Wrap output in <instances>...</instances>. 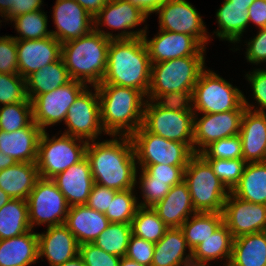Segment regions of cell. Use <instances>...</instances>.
<instances>
[{"label":"cell","mask_w":266,"mask_h":266,"mask_svg":"<svg viewBox=\"0 0 266 266\" xmlns=\"http://www.w3.org/2000/svg\"><path fill=\"white\" fill-rule=\"evenodd\" d=\"M113 137L112 140L87 143L85 157L94 183L116 191L135 189L138 165L132 140L130 136Z\"/></svg>","instance_id":"6da1fadb"},{"label":"cell","mask_w":266,"mask_h":266,"mask_svg":"<svg viewBox=\"0 0 266 266\" xmlns=\"http://www.w3.org/2000/svg\"><path fill=\"white\" fill-rule=\"evenodd\" d=\"M151 67L152 63L142 37L111 39L106 72L100 84L137 89L147 97Z\"/></svg>","instance_id":"7a4b0ae2"},{"label":"cell","mask_w":266,"mask_h":266,"mask_svg":"<svg viewBox=\"0 0 266 266\" xmlns=\"http://www.w3.org/2000/svg\"><path fill=\"white\" fill-rule=\"evenodd\" d=\"M113 33L94 28L89 34L62 44L61 58L71 80L97 86L106 72Z\"/></svg>","instance_id":"3957f363"},{"label":"cell","mask_w":266,"mask_h":266,"mask_svg":"<svg viewBox=\"0 0 266 266\" xmlns=\"http://www.w3.org/2000/svg\"><path fill=\"white\" fill-rule=\"evenodd\" d=\"M96 88L107 135L131 136L142 126L146 97L141 91L112 84H98Z\"/></svg>","instance_id":"277c9868"},{"label":"cell","mask_w":266,"mask_h":266,"mask_svg":"<svg viewBox=\"0 0 266 266\" xmlns=\"http://www.w3.org/2000/svg\"><path fill=\"white\" fill-rule=\"evenodd\" d=\"M183 181L188 186L196 212H223L230 190L214 174L210 164L200 154H194L189 159Z\"/></svg>","instance_id":"5b68a950"},{"label":"cell","mask_w":266,"mask_h":266,"mask_svg":"<svg viewBox=\"0 0 266 266\" xmlns=\"http://www.w3.org/2000/svg\"><path fill=\"white\" fill-rule=\"evenodd\" d=\"M205 56H185L152 64L147 99L177 91H193L205 69Z\"/></svg>","instance_id":"8992f818"},{"label":"cell","mask_w":266,"mask_h":266,"mask_svg":"<svg viewBox=\"0 0 266 266\" xmlns=\"http://www.w3.org/2000/svg\"><path fill=\"white\" fill-rule=\"evenodd\" d=\"M243 96L241 90L220 75L204 69L194 86L193 112L213 114L230 110H245Z\"/></svg>","instance_id":"52a82bcc"},{"label":"cell","mask_w":266,"mask_h":266,"mask_svg":"<svg viewBox=\"0 0 266 266\" xmlns=\"http://www.w3.org/2000/svg\"><path fill=\"white\" fill-rule=\"evenodd\" d=\"M77 142V143H76ZM87 141L62 134L49 138L42 131L38 142L37 169L39 176L52 179L85 157Z\"/></svg>","instance_id":"ba28073f"},{"label":"cell","mask_w":266,"mask_h":266,"mask_svg":"<svg viewBox=\"0 0 266 266\" xmlns=\"http://www.w3.org/2000/svg\"><path fill=\"white\" fill-rule=\"evenodd\" d=\"M137 164L187 166L194 152L182 142L167 140L143 126L130 136Z\"/></svg>","instance_id":"9c48e42d"},{"label":"cell","mask_w":266,"mask_h":266,"mask_svg":"<svg viewBox=\"0 0 266 266\" xmlns=\"http://www.w3.org/2000/svg\"><path fill=\"white\" fill-rule=\"evenodd\" d=\"M194 112L171 111L146 99L142 126L167 140L185 143L193 151Z\"/></svg>","instance_id":"30bf717a"},{"label":"cell","mask_w":266,"mask_h":266,"mask_svg":"<svg viewBox=\"0 0 266 266\" xmlns=\"http://www.w3.org/2000/svg\"><path fill=\"white\" fill-rule=\"evenodd\" d=\"M29 223L52 227L64 224L70 206L52 179L39 178L27 199Z\"/></svg>","instance_id":"8fae6325"},{"label":"cell","mask_w":266,"mask_h":266,"mask_svg":"<svg viewBox=\"0 0 266 266\" xmlns=\"http://www.w3.org/2000/svg\"><path fill=\"white\" fill-rule=\"evenodd\" d=\"M88 86L78 95L74 103L68 109L64 124L66 135L83 139L87 142L95 141L102 132L105 133L100 114V101L96 86L94 93L88 90Z\"/></svg>","instance_id":"7c38bea8"},{"label":"cell","mask_w":266,"mask_h":266,"mask_svg":"<svg viewBox=\"0 0 266 266\" xmlns=\"http://www.w3.org/2000/svg\"><path fill=\"white\" fill-rule=\"evenodd\" d=\"M86 87L83 82L71 80L51 92L37 95L31 101L33 122L47 131L46 127L65 121L68 109Z\"/></svg>","instance_id":"4fadbf2b"},{"label":"cell","mask_w":266,"mask_h":266,"mask_svg":"<svg viewBox=\"0 0 266 266\" xmlns=\"http://www.w3.org/2000/svg\"><path fill=\"white\" fill-rule=\"evenodd\" d=\"M159 13V27L168 32L193 36L203 47L209 37L198 11L186 0H167L154 11Z\"/></svg>","instance_id":"5bb4252c"},{"label":"cell","mask_w":266,"mask_h":266,"mask_svg":"<svg viewBox=\"0 0 266 266\" xmlns=\"http://www.w3.org/2000/svg\"><path fill=\"white\" fill-rule=\"evenodd\" d=\"M245 110L206 113L198 119L194 115L193 152L200 154L208 145L219 139L238 135Z\"/></svg>","instance_id":"9a60e30c"},{"label":"cell","mask_w":266,"mask_h":266,"mask_svg":"<svg viewBox=\"0 0 266 266\" xmlns=\"http://www.w3.org/2000/svg\"><path fill=\"white\" fill-rule=\"evenodd\" d=\"M147 19L148 15L130 1L109 0L94 17V28L105 25L113 30L123 29L120 34L114 35V39H134L145 35L147 26L138 31H131V29L141 25Z\"/></svg>","instance_id":"2e32d148"},{"label":"cell","mask_w":266,"mask_h":266,"mask_svg":"<svg viewBox=\"0 0 266 266\" xmlns=\"http://www.w3.org/2000/svg\"><path fill=\"white\" fill-rule=\"evenodd\" d=\"M224 224L233 238L266 231V205L242 200L231 192L223 209Z\"/></svg>","instance_id":"e0dca14e"},{"label":"cell","mask_w":266,"mask_h":266,"mask_svg":"<svg viewBox=\"0 0 266 266\" xmlns=\"http://www.w3.org/2000/svg\"><path fill=\"white\" fill-rule=\"evenodd\" d=\"M147 36L146 31L142 38L152 64L185 56H204L207 48L203 47L193 36L182 33L160 29L154 38L148 40Z\"/></svg>","instance_id":"ac0fdd59"},{"label":"cell","mask_w":266,"mask_h":266,"mask_svg":"<svg viewBox=\"0 0 266 266\" xmlns=\"http://www.w3.org/2000/svg\"><path fill=\"white\" fill-rule=\"evenodd\" d=\"M52 16L56 30H51V35L61 44L94 29V18L75 0H56Z\"/></svg>","instance_id":"d6986e66"},{"label":"cell","mask_w":266,"mask_h":266,"mask_svg":"<svg viewBox=\"0 0 266 266\" xmlns=\"http://www.w3.org/2000/svg\"><path fill=\"white\" fill-rule=\"evenodd\" d=\"M16 44L18 71L23 78L61 58L62 44L52 35L37 40H20Z\"/></svg>","instance_id":"ffe728a7"},{"label":"cell","mask_w":266,"mask_h":266,"mask_svg":"<svg viewBox=\"0 0 266 266\" xmlns=\"http://www.w3.org/2000/svg\"><path fill=\"white\" fill-rule=\"evenodd\" d=\"M79 254V244L65 224L47 227L45 233H38V256H43L50 266L63 264Z\"/></svg>","instance_id":"44dd1931"},{"label":"cell","mask_w":266,"mask_h":266,"mask_svg":"<svg viewBox=\"0 0 266 266\" xmlns=\"http://www.w3.org/2000/svg\"><path fill=\"white\" fill-rule=\"evenodd\" d=\"M68 205H86L94 179L86 157L52 178Z\"/></svg>","instance_id":"7402d4cb"},{"label":"cell","mask_w":266,"mask_h":266,"mask_svg":"<svg viewBox=\"0 0 266 266\" xmlns=\"http://www.w3.org/2000/svg\"><path fill=\"white\" fill-rule=\"evenodd\" d=\"M239 135L242 159L246 163L266 162V113L246 108Z\"/></svg>","instance_id":"603a6c76"},{"label":"cell","mask_w":266,"mask_h":266,"mask_svg":"<svg viewBox=\"0 0 266 266\" xmlns=\"http://www.w3.org/2000/svg\"><path fill=\"white\" fill-rule=\"evenodd\" d=\"M41 133V128L33 121L27 127L10 133L0 130V151L16 162L36 163Z\"/></svg>","instance_id":"cb8c5ba5"},{"label":"cell","mask_w":266,"mask_h":266,"mask_svg":"<svg viewBox=\"0 0 266 266\" xmlns=\"http://www.w3.org/2000/svg\"><path fill=\"white\" fill-rule=\"evenodd\" d=\"M152 208L169 228H180L196 213L188 186L184 181L172 186L164 199Z\"/></svg>","instance_id":"d4e9b609"},{"label":"cell","mask_w":266,"mask_h":266,"mask_svg":"<svg viewBox=\"0 0 266 266\" xmlns=\"http://www.w3.org/2000/svg\"><path fill=\"white\" fill-rule=\"evenodd\" d=\"M109 223L104 213L91 209L87 205H75L69 208L64 224L81 245L93 243Z\"/></svg>","instance_id":"484cf974"},{"label":"cell","mask_w":266,"mask_h":266,"mask_svg":"<svg viewBox=\"0 0 266 266\" xmlns=\"http://www.w3.org/2000/svg\"><path fill=\"white\" fill-rule=\"evenodd\" d=\"M32 231L0 240V266H30L39 260L38 233Z\"/></svg>","instance_id":"4316f807"},{"label":"cell","mask_w":266,"mask_h":266,"mask_svg":"<svg viewBox=\"0 0 266 266\" xmlns=\"http://www.w3.org/2000/svg\"><path fill=\"white\" fill-rule=\"evenodd\" d=\"M39 178L37 163L17 162L0 171V188L11 199L27 200Z\"/></svg>","instance_id":"83f0119b"},{"label":"cell","mask_w":266,"mask_h":266,"mask_svg":"<svg viewBox=\"0 0 266 266\" xmlns=\"http://www.w3.org/2000/svg\"><path fill=\"white\" fill-rule=\"evenodd\" d=\"M189 249L184 234L180 228H169L165 235L155 243L151 266H183L192 260V251Z\"/></svg>","instance_id":"f1b7e54d"},{"label":"cell","mask_w":266,"mask_h":266,"mask_svg":"<svg viewBox=\"0 0 266 266\" xmlns=\"http://www.w3.org/2000/svg\"><path fill=\"white\" fill-rule=\"evenodd\" d=\"M228 266H266V231L234 238Z\"/></svg>","instance_id":"f546056e"},{"label":"cell","mask_w":266,"mask_h":266,"mask_svg":"<svg viewBox=\"0 0 266 266\" xmlns=\"http://www.w3.org/2000/svg\"><path fill=\"white\" fill-rule=\"evenodd\" d=\"M25 79L26 92L30 101L37 95L51 92L71 81L62 58L31 73Z\"/></svg>","instance_id":"4dcf8cb0"},{"label":"cell","mask_w":266,"mask_h":266,"mask_svg":"<svg viewBox=\"0 0 266 266\" xmlns=\"http://www.w3.org/2000/svg\"><path fill=\"white\" fill-rule=\"evenodd\" d=\"M230 192L242 200L266 205V162L247 163Z\"/></svg>","instance_id":"1f68e13d"},{"label":"cell","mask_w":266,"mask_h":266,"mask_svg":"<svg viewBox=\"0 0 266 266\" xmlns=\"http://www.w3.org/2000/svg\"><path fill=\"white\" fill-rule=\"evenodd\" d=\"M216 18L219 28L214 33L221 40L239 43L241 36L249 25V13L246 6L233 5L228 0L217 10Z\"/></svg>","instance_id":"d6a6232c"},{"label":"cell","mask_w":266,"mask_h":266,"mask_svg":"<svg viewBox=\"0 0 266 266\" xmlns=\"http://www.w3.org/2000/svg\"><path fill=\"white\" fill-rule=\"evenodd\" d=\"M233 240L231 232L223 223L211 236L193 249L192 260L209 263V261L225 259L224 265L228 266L232 254Z\"/></svg>","instance_id":"836d02e7"},{"label":"cell","mask_w":266,"mask_h":266,"mask_svg":"<svg viewBox=\"0 0 266 266\" xmlns=\"http://www.w3.org/2000/svg\"><path fill=\"white\" fill-rule=\"evenodd\" d=\"M223 213L196 212L190 216L180 227L187 241L189 251L206 240L222 224Z\"/></svg>","instance_id":"e575fe53"},{"label":"cell","mask_w":266,"mask_h":266,"mask_svg":"<svg viewBox=\"0 0 266 266\" xmlns=\"http://www.w3.org/2000/svg\"><path fill=\"white\" fill-rule=\"evenodd\" d=\"M31 230L27 200L11 199L0 208V240Z\"/></svg>","instance_id":"d590c367"},{"label":"cell","mask_w":266,"mask_h":266,"mask_svg":"<svg viewBox=\"0 0 266 266\" xmlns=\"http://www.w3.org/2000/svg\"><path fill=\"white\" fill-rule=\"evenodd\" d=\"M131 227L134 236L153 243H157L169 229L152 207L142 206L138 207Z\"/></svg>","instance_id":"8d00e7d4"},{"label":"cell","mask_w":266,"mask_h":266,"mask_svg":"<svg viewBox=\"0 0 266 266\" xmlns=\"http://www.w3.org/2000/svg\"><path fill=\"white\" fill-rule=\"evenodd\" d=\"M131 235V224L110 222L93 243L107 253L125 257Z\"/></svg>","instance_id":"74e56055"},{"label":"cell","mask_w":266,"mask_h":266,"mask_svg":"<svg viewBox=\"0 0 266 266\" xmlns=\"http://www.w3.org/2000/svg\"><path fill=\"white\" fill-rule=\"evenodd\" d=\"M41 10L19 15L11 20L19 36H13L16 41L37 40L51 36L47 29L48 16Z\"/></svg>","instance_id":"f35d334b"},{"label":"cell","mask_w":266,"mask_h":266,"mask_svg":"<svg viewBox=\"0 0 266 266\" xmlns=\"http://www.w3.org/2000/svg\"><path fill=\"white\" fill-rule=\"evenodd\" d=\"M32 121V102L29 98L24 102L6 104L0 108V130L10 133L27 127Z\"/></svg>","instance_id":"ab89813d"},{"label":"cell","mask_w":266,"mask_h":266,"mask_svg":"<svg viewBox=\"0 0 266 266\" xmlns=\"http://www.w3.org/2000/svg\"><path fill=\"white\" fill-rule=\"evenodd\" d=\"M134 189L118 191L107 211L104 213L109 222L131 224L139 207L138 198L134 194Z\"/></svg>","instance_id":"60d3db41"},{"label":"cell","mask_w":266,"mask_h":266,"mask_svg":"<svg viewBox=\"0 0 266 266\" xmlns=\"http://www.w3.org/2000/svg\"><path fill=\"white\" fill-rule=\"evenodd\" d=\"M213 169L214 174L231 191L241 179L246 166L243 159H205Z\"/></svg>","instance_id":"b9f144b4"},{"label":"cell","mask_w":266,"mask_h":266,"mask_svg":"<svg viewBox=\"0 0 266 266\" xmlns=\"http://www.w3.org/2000/svg\"><path fill=\"white\" fill-rule=\"evenodd\" d=\"M27 99L25 78L16 74L0 73V105L24 102Z\"/></svg>","instance_id":"7bdbcfd3"},{"label":"cell","mask_w":266,"mask_h":266,"mask_svg":"<svg viewBox=\"0 0 266 266\" xmlns=\"http://www.w3.org/2000/svg\"><path fill=\"white\" fill-rule=\"evenodd\" d=\"M200 155L204 159H242L240 135L219 139L208 145Z\"/></svg>","instance_id":"ee69618b"},{"label":"cell","mask_w":266,"mask_h":266,"mask_svg":"<svg viewBox=\"0 0 266 266\" xmlns=\"http://www.w3.org/2000/svg\"><path fill=\"white\" fill-rule=\"evenodd\" d=\"M140 189L142 190L143 202L138 201V205L142 207H154L157 203L164 199L170 191L171 186L165 182L151 181V178L142 170L139 178Z\"/></svg>","instance_id":"f6af8a7d"},{"label":"cell","mask_w":266,"mask_h":266,"mask_svg":"<svg viewBox=\"0 0 266 266\" xmlns=\"http://www.w3.org/2000/svg\"><path fill=\"white\" fill-rule=\"evenodd\" d=\"M140 170H143L151 181L165 182L171 187L180 184L184 179V170L186 166H172V165H139Z\"/></svg>","instance_id":"bcb514c9"},{"label":"cell","mask_w":266,"mask_h":266,"mask_svg":"<svg viewBox=\"0 0 266 266\" xmlns=\"http://www.w3.org/2000/svg\"><path fill=\"white\" fill-rule=\"evenodd\" d=\"M85 266H119L121 257L107 253L94 243L79 245L78 254Z\"/></svg>","instance_id":"7dc6e473"},{"label":"cell","mask_w":266,"mask_h":266,"mask_svg":"<svg viewBox=\"0 0 266 266\" xmlns=\"http://www.w3.org/2000/svg\"><path fill=\"white\" fill-rule=\"evenodd\" d=\"M249 84H251L253 91V98L256 100L259 107L255 108L254 105L248 103L245 96H243V104L247 109L266 113V69H255L253 72L245 75Z\"/></svg>","instance_id":"c3c4849f"},{"label":"cell","mask_w":266,"mask_h":266,"mask_svg":"<svg viewBox=\"0 0 266 266\" xmlns=\"http://www.w3.org/2000/svg\"><path fill=\"white\" fill-rule=\"evenodd\" d=\"M154 101L163 109L193 112V91L164 93L159 95Z\"/></svg>","instance_id":"681fc988"},{"label":"cell","mask_w":266,"mask_h":266,"mask_svg":"<svg viewBox=\"0 0 266 266\" xmlns=\"http://www.w3.org/2000/svg\"><path fill=\"white\" fill-rule=\"evenodd\" d=\"M17 54V44L14 37L0 36V73L19 75Z\"/></svg>","instance_id":"f907efd6"},{"label":"cell","mask_w":266,"mask_h":266,"mask_svg":"<svg viewBox=\"0 0 266 266\" xmlns=\"http://www.w3.org/2000/svg\"><path fill=\"white\" fill-rule=\"evenodd\" d=\"M155 243L130 236L125 257L145 266H151L153 261Z\"/></svg>","instance_id":"816d5d0a"},{"label":"cell","mask_w":266,"mask_h":266,"mask_svg":"<svg viewBox=\"0 0 266 266\" xmlns=\"http://www.w3.org/2000/svg\"><path fill=\"white\" fill-rule=\"evenodd\" d=\"M118 191L94 183L87 206L98 212L105 213Z\"/></svg>","instance_id":"f5cc1de1"},{"label":"cell","mask_w":266,"mask_h":266,"mask_svg":"<svg viewBox=\"0 0 266 266\" xmlns=\"http://www.w3.org/2000/svg\"><path fill=\"white\" fill-rule=\"evenodd\" d=\"M245 57L247 62L261 64L266 62V28L259 29L258 34L246 45Z\"/></svg>","instance_id":"db71d44e"},{"label":"cell","mask_w":266,"mask_h":266,"mask_svg":"<svg viewBox=\"0 0 266 266\" xmlns=\"http://www.w3.org/2000/svg\"><path fill=\"white\" fill-rule=\"evenodd\" d=\"M249 24L255 23L258 29L266 28V0H255L248 8Z\"/></svg>","instance_id":"11a10c76"},{"label":"cell","mask_w":266,"mask_h":266,"mask_svg":"<svg viewBox=\"0 0 266 266\" xmlns=\"http://www.w3.org/2000/svg\"><path fill=\"white\" fill-rule=\"evenodd\" d=\"M0 15L7 21L17 17V0H0Z\"/></svg>","instance_id":"9f6ffc18"},{"label":"cell","mask_w":266,"mask_h":266,"mask_svg":"<svg viewBox=\"0 0 266 266\" xmlns=\"http://www.w3.org/2000/svg\"><path fill=\"white\" fill-rule=\"evenodd\" d=\"M130 1L132 4H135L139 7L143 12H145L148 16L151 13L159 8L162 4H164L167 0H127Z\"/></svg>","instance_id":"6f0895ef"},{"label":"cell","mask_w":266,"mask_h":266,"mask_svg":"<svg viewBox=\"0 0 266 266\" xmlns=\"http://www.w3.org/2000/svg\"><path fill=\"white\" fill-rule=\"evenodd\" d=\"M93 18L105 6L109 0H75Z\"/></svg>","instance_id":"680465c9"},{"label":"cell","mask_w":266,"mask_h":266,"mask_svg":"<svg viewBox=\"0 0 266 266\" xmlns=\"http://www.w3.org/2000/svg\"><path fill=\"white\" fill-rule=\"evenodd\" d=\"M43 0H17V16L41 10Z\"/></svg>","instance_id":"91938a15"},{"label":"cell","mask_w":266,"mask_h":266,"mask_svg":"<svg viewBox=\"0 0 266 266\" xmlns=\"http://www.w3.org/2000/svg\"><path fill=\"white\" fill-rule=\"evenodd\" d=\"M15 163L17 162L12 157L5 155L2 151H0V171L14 165Z\"/></svg>","instance_id":"94428289"},{"label":"cell","mask_w":266,"mask_h":266,"mask_svg":"<svg viewBox=\"0 0 266 266\" xmlns=\"http://www.w3.org/2000/svg\"><path fill=\"white\" fill-rule=\"evenodd\" d=\"M56 266H85V264L82 258L79 255H77L75 258L68 260L63 264L56 265Z\"/></svg>","instance_id":"6125c7cd"},{"label":"cell","mask_w":266,"mask_h":266,"mask_svg":"<svg viewBox=\"0 0 266 266\" xmlns=\"http://www.w3.org/2000/svg\"><path fill=\"white\" fill-rule=\"evenodd\" d=\"M119 266H145V265L139 264L138 262L130 260L126 257H121Z\"/></svg>","instance_id":"be15d7a7"},{"label":"cell","mask_w":266,"mask_h":266,"mask_svg":"<svg viewBox=\"0 0 266 266\" xmlns=\"http://www.w3.org/2000/svg\"><path fill=\"white\" fill-rule=\"evenodd\" d=\"M233 5L246 6L249 8L255 0H228Z\"/></svg>","instance_id":"e7e4bbea"},{"label":"cell","mask_w":266,"mask_h":266,"mask_svg":"<svg viewBox=\"0 0 266 266\" xmlns=\"http://www.w3.org/2000/svg\"><path fill=\"white\" fill-rule=\"evenodd\" d=\"M11 200L9 195L0 188V208Z\"/></svg>","instance_id":"03108f58"},{"label":"cell","mask_w":266,"mask_h":266,"mask_svg":"<svg viewBox=\"0 0 266 266\" xmlns=\"http://www.w3.org/2000/svg\"><path fill=\"white\" fill-rule=\"evenodd\" d=\"M210 263H204V262H197L194 260H190L186 262L183 266H207Z\"/></svg>","instance_id":"003e7915"}]
</instances>
